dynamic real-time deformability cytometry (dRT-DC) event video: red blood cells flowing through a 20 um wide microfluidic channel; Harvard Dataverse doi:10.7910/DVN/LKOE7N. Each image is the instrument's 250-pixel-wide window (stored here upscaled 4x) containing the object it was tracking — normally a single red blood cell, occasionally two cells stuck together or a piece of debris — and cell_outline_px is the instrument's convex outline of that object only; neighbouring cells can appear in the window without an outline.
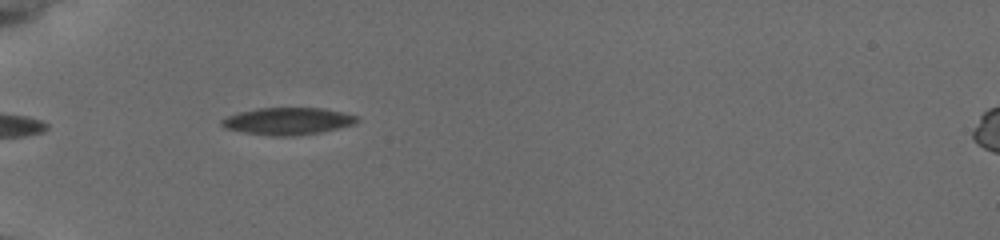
{"species": "common noctule bat (a hibernating species)", "species_latin": "Nyctalus noctula", "temperature_condition": "cold", "stored_images_in_passage": 5, "camera_frame_rate_fps": 3000, "um_per_image_px": 0.085, "animal": {"sex": "female", "body_mass_g": 19.5, "forearm_length_mm": 54.1}, "frame": {"image": 1, "passage_image": 1, "time_ms": 0.0, "image_size_px": [1000, 240], "cell_outline_px": [[360, 120], [352, 124], [320, 132], [292, 136], [272, 136], [244, 132], [224, 128], [220, 124], [220, 120], [236, 112], [256, 108], [324, 108], [356, 116]], "centroid_in_image_um": [24.38, 10.29], "position_along_channel_um": 60.6, "area_um2": 21.27}}